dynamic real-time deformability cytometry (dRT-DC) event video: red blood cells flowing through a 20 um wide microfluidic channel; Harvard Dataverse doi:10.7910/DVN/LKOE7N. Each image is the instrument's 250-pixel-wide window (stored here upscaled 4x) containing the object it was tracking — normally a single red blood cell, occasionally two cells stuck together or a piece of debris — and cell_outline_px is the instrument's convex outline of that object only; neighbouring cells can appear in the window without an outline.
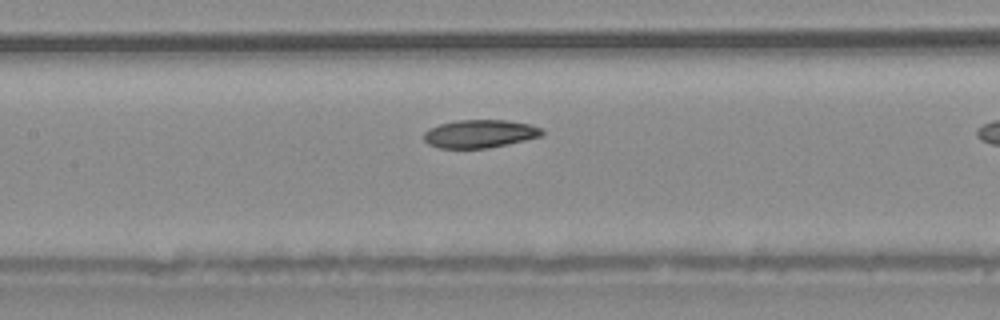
{"species": "common noctule bat (a hibernating species)", "species_latin": "Nyctalus noctula", "temperature_condition": "warm", "stored_images_in_passage": 16, "camera_frame_rate_fps": 3000, "um_per_image_px": 0.085, "animal": {"sex": "male", "body_mass_g": 20.4}, "frame": {"image": 1, "passage_image": 14, "time_ms": 4.333, "image_size_px": [1000, 320], "cell_outline_px": [[544, 132], [540, 136], [524, 140], [488, 148], [440, 148], [428, 144], [424, 140], [424, 132], [428, 128], [440, 124], [456, 120], [508, 120], [528, 124], [540, 128]], "centroid_in_image_um": [40.73, 11.36], "position_along_channel_um": 166.7, "area_um2": 19.19}}